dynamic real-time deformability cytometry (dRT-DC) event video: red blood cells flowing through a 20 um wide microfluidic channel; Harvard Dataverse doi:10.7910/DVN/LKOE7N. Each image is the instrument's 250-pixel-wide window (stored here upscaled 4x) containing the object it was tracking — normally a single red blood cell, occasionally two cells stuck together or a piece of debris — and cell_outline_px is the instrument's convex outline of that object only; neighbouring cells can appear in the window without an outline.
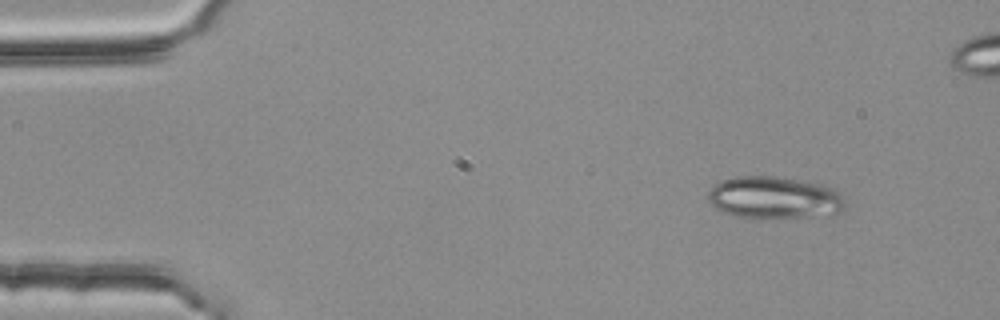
{"species": "common noctule bat (a hibernating species)", "species_latin": "Nyctalus noctula", "temperature_condition": "room temperature", "stored_images_in_passage": 5, "camera_frame_rate_fps": 3000, "um_per_image_px": 0.085, "animal": {"sex": "female", "body_mass_g": 25.1}, "frame": {"image": 1, "passage_image": 1, "time_ms": 0.0, "image_size_px": [1000, 320], "cell_outline_px": [[844, 208], [840, 212], [812, 216], [760, 220], [748, 220], [732, 216], [720, 212], [712, 208], [708, 200], [708, 192], [712, 184], [720, 180], [736, 176], [776, 176], [812, 180], [836, 188], [844, 196]], "centroid_in_image_um": [65.77, 16.81], "position_along_channel_um": 19.2, "area_um2": 35.43}}